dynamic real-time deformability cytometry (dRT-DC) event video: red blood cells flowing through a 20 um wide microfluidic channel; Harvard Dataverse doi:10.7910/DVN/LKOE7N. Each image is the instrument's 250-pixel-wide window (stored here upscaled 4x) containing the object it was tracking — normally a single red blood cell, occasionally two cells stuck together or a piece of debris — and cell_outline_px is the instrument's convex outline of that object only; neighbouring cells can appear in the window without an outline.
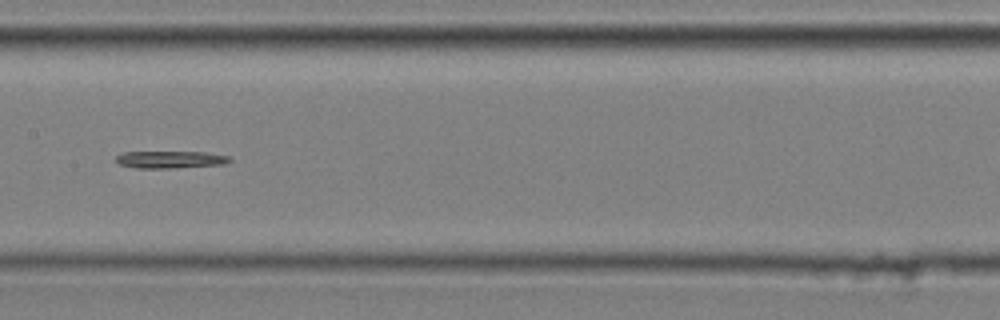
{"species": "common noctule bat (a hibernating species)", "species_latin": "Nyctalus noctula", "temperature_condition": "cold", "stored_images_in_passage": 9, "segment_of_instrument_passage": [1, 2], "camera_frame_rate_fps": 3000, "um_per_image_px": 0.085, "animal": {"sex": "male", "body_mass_g": 20.4}, "frame": {"image": 1, "passage_image": 6, "time_ms": 1.667, "image_size_px": [1000, 320], "cell_outline_px": [[232, 160], [224, 164], [172, 168], [136, 168], [120, 164], [116, 160], [116, 156], [124, 152], [204, 152], [228, 156]], "centroid_in_image_um": [14.48, 13.56], "position_along_channel_um": 192.9, "area_um2": 11.27}}
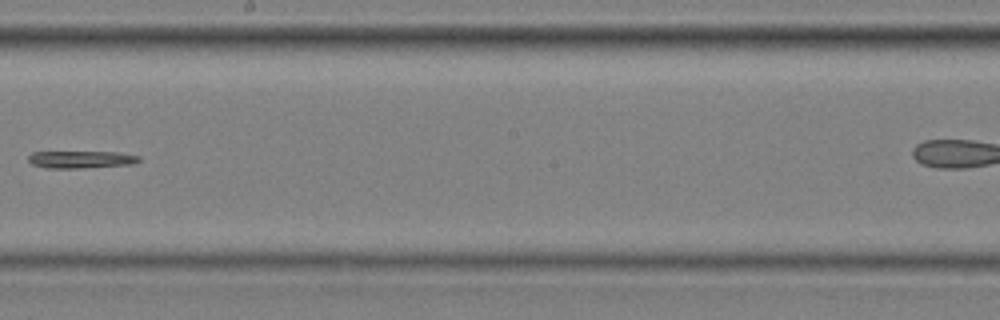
{"frame": {"image": 2, "passage_image": 7, "time_ms": 2.0, "image_size_px": [1000, 320], "cell_outline_px": [[140, 160], [132, 164], [80, 168], [48, 168], [32, 164], [28, 160], [28, 156], [32, 152], [116, 152], [140, 156]], "centroid_in_image_um": [6.87, 13.55], "position_along_channel_um": 241.3, "area_um2": 11.04}}
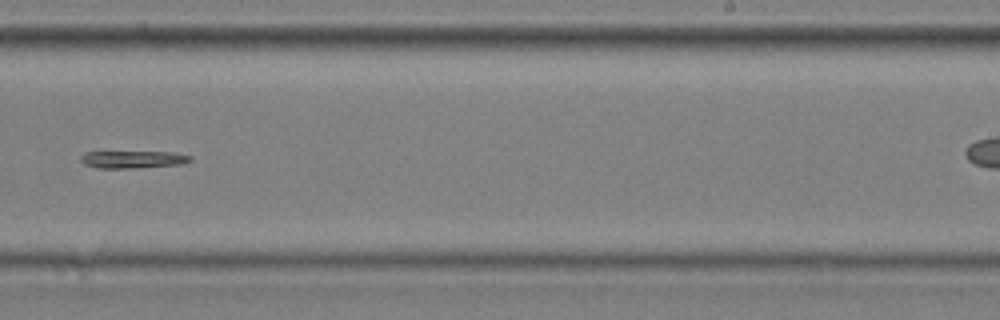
{"frame": {"image": 3, "passage_image": 8, "time_ms": 2.333, "image_size_px": [1000, 320], "cell_outline_px": [[192, 160], [180, 164], [132, 168], [96, 168], [84, 164], [80, 160], [80, 156], [84, 152], [172, 152], [192, 156]], "centroid_in_image_um": [11.26, 13.55], "position_along_channel_um": 277.7, "area_um2": 11.04}}